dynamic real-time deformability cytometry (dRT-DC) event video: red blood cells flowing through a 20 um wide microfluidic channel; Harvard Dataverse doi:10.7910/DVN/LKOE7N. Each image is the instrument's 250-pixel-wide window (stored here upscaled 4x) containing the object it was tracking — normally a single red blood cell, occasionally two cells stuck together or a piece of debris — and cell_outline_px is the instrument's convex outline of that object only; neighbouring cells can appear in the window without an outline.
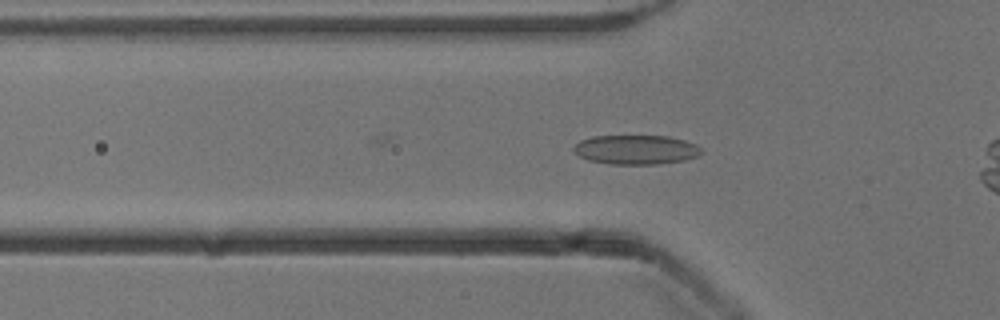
{"species": "common noctule bat (a hibernating species)", "species_latin": "Nyctalus noctula", "temperature_condition": "cold", "stored_images_in_passage": 28, "camera_frame_rate_fps": 3000, "um_per_image_px": 0.085, "animal": {"sex": "male", "body_mass_g": 13.3}, "frame": {"image": 1, "passage_image": 8, "time_ms": 2.333, "image_size_px": [1000, 320], "cell_outline_px": [[704, 152], [696, 156], [684, 160], [656, 164], [608, 164], [588, 160], [572, 152], [572, 148], [580, 140], [592, 136], [668, 136], [684, 140], [696, 144]], "centroid_in_image_um": [54.03, 12.72], "position_along_channel_um": 71.8, "area_um2": 21.91}}
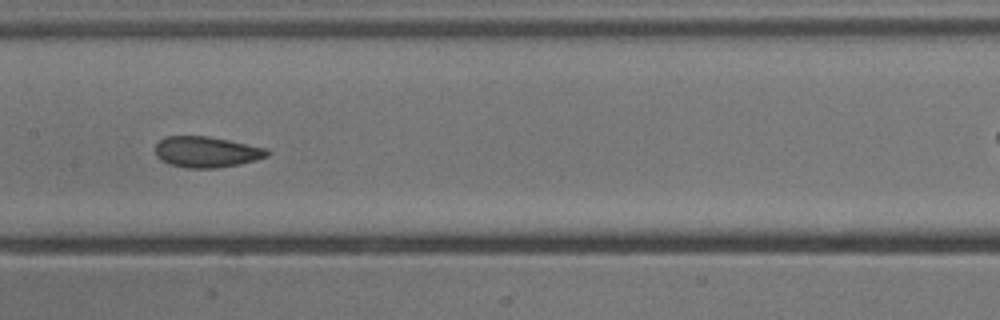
{"frame": {"image": 2, "passage_image": 17, "time_ms": 5.333, "image_size_px": [1000, 320], "cell_outline_px": [[272, 152], [268, 156], [256, 160], [240, 164], [216, 168], [188, 168], [168, 164], [160, 160], [156, 156], [156, 144], [164, 136], [208, 136], [268, 148]], "centroid_in_image_um": [17.57, 12.92], "position_along_channel_um": 189.8, "area_um2": 20.35}}
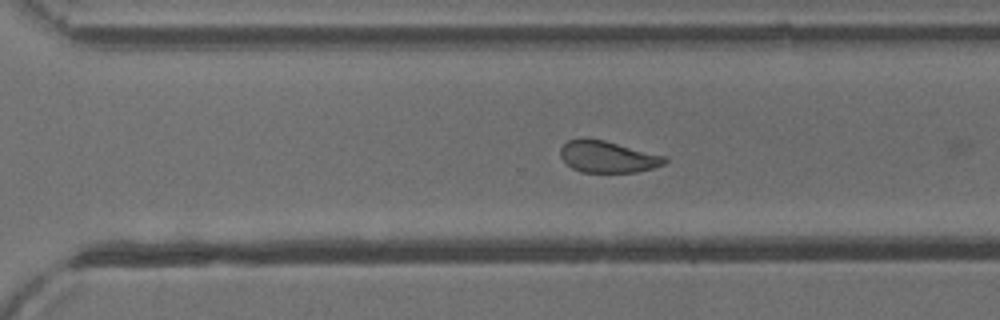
{"frame": {"image": 3, "passage_image": 27, "time_ms": 8.667, "image_size_px": [1000, 320], "cell_outline_px": [[668, 160], [664, 164], [652, 168], [636, 172], [580, 172], [572, 168], [560, 156], [560, 148], [568, 140], [580, 136], [584, 136], [604, 140], [664, 156]], "centroid_in_image_um": [51.6, 13.3], "position_along_channel_um": 319.0, "area_um2": 19.31}}